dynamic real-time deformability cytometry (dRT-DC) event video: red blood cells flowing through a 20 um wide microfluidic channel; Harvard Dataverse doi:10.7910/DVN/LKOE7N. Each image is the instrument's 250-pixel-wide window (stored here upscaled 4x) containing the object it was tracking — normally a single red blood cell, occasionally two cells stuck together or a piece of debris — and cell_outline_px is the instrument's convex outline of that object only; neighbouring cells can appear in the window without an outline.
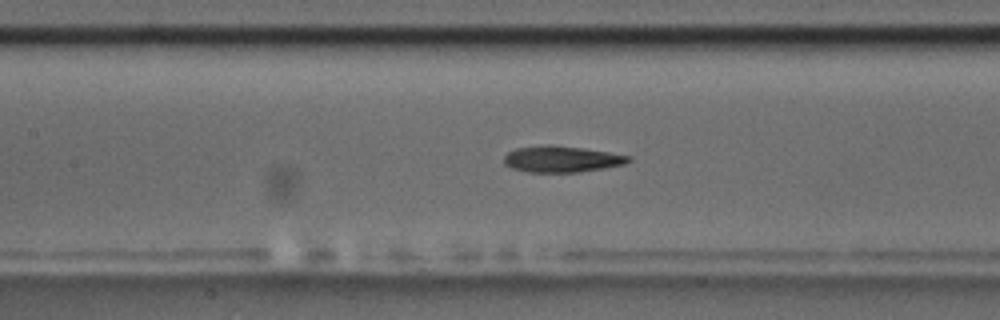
{"species": "common noctule bat (a hibernating species)", "species_latin": "Nyctalus noctula", "temperature_condition": "room temperature", "stored_images_in_passage": 36, "camera_frame_rate_fps": 3000, "um_per_image_px": 0.085, "animal": {"sex": "male", "body_mass_g": 17.5, "forearm_length_mm": 52.3}, "frame": {"image": 1, "passage_image": 9, "time_ms": 2.667, "image_size_px": [1000, 320], "cell_outline_px": [[632, 160], [624, 164], [604, 168], [580, 172], [528, 172], [512, 168], [504, 164], [504, 156], [508, 152], [516, 148], [544, 144], [552, 144], [584, 148], [632, 156]], "centroid_in_image_um": [47.74, 13.51], "position_along_channel_um": 159.7, "area_um2": 19.25}}
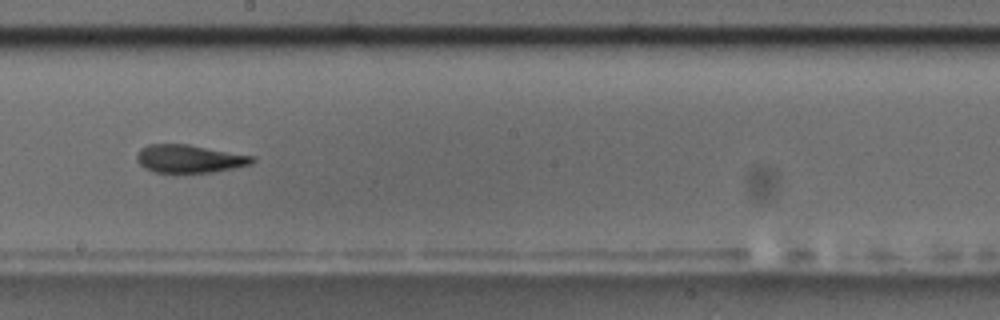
{"frame": {"image": 2, "passage_image": 15, "time_ms": 4.667, "image_size_px": [1000, 320], "cell_outline_px": [[256, 160], [252, 164], [212, 172], [152, 172], [144, 168], [136, 160], [136, 156], [140, 148], [148, 144], [188, 144], [256, 156]], "centroid_in_image_um": [16.1, 13.48], "position_along_channel_um": 232.1, "area_um2": 18.96}}
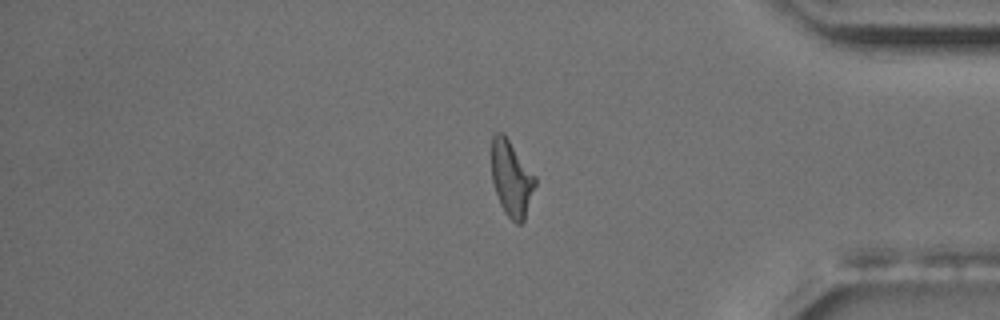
{"frame": {"image": 3, "passage_image": 30, "time_ms": 9.667, "image_size_px": [1000, 320], "cell_outline_px": [[536, 184], [524, 220], [520, 224], [516, 224], [504, 212], [500, 204], [492, 180], [492, 136], [496, 132], [504, 132], [536, 176]], "centroid_in_image_um": [43.48, 15.15], "position_along_channel_um": 391.7, "area_um2": 19.31}, "authors_computed_cell_mechanics": {"area_um2": 19.2763, "velocity_mm_per_s": 3.6541, "shape_relaxation_time_tau1_ms": 6.0605, "shape_relaxation_time_tau2_ms": 2.5511, "deformation_change_tau1": 0.1919, "deformation_change_tau2": 0.1103}}